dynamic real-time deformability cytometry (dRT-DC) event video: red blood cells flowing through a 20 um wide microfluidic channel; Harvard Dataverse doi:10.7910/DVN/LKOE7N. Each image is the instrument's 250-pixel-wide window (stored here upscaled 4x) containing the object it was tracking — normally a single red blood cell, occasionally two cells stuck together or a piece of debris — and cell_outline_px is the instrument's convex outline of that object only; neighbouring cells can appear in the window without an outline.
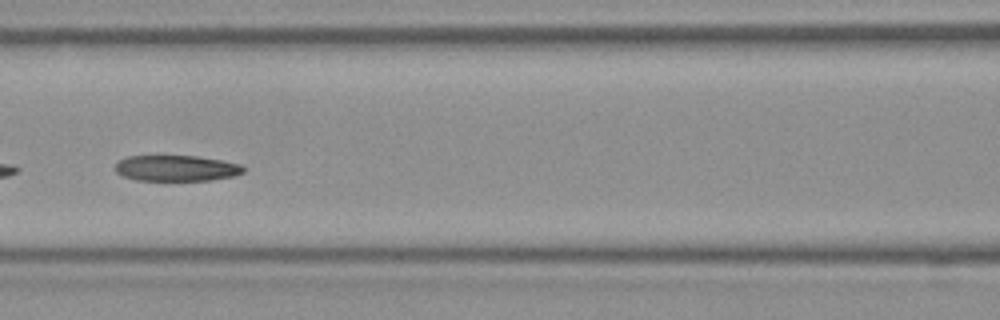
{"species": "Egyptian fruit bat (a non-hibernating species)", "species_latin": "Rousettus aegyptiacus", "temperature_condition": "room temperature", "stored_images_in_passage": 51, "camera_frame_rate_fps": 3000, "um_per_image_px": 0.085, "frame": {"image": 1, "passage_image": 22, "time_ms": 7.0, "image_size_px": [1000, 320], "cell_outline_px": [[244, 172], [236, 176], [208, 180], [136, 180], [124, 176], [116, 172], [116, 164], [120, 160], [128, 156], [160, 152], [196, 156], [220, 160], [240, 164], [244, 168]], "centroid_in_image_um": [14.94, 14.24], "position_along_channel_um": 151.7, "area_um2": 20.11}}
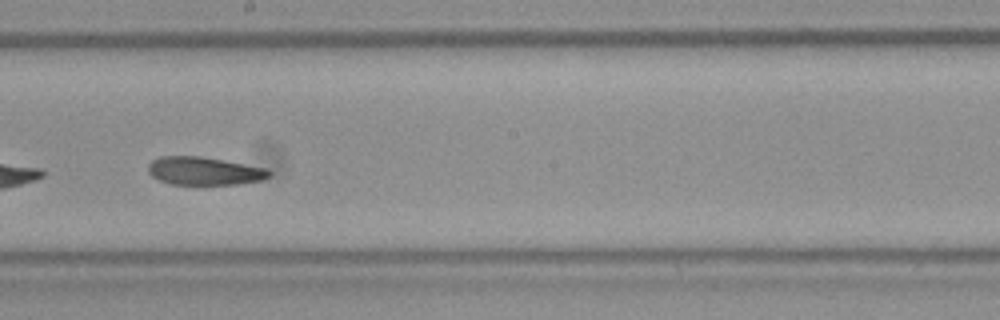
{"frame": {"image": 2, "passage_image": 28, "time_ms": 9.0, "image_size_px": [1000, 320], "cell_outline_px": [[272, 176], [260, 180], [240, 184], [172, 184], [160, 180], [152, 176], [148, 172], [148, 164], [152, 160], [160, 156], [200, 156], [224, 160], [268, 168], [272, 172]], "centroid_in_image_um": [17.39, 14.52], "position_along_channel_um": 230.8, "area_um2": 19.88}}
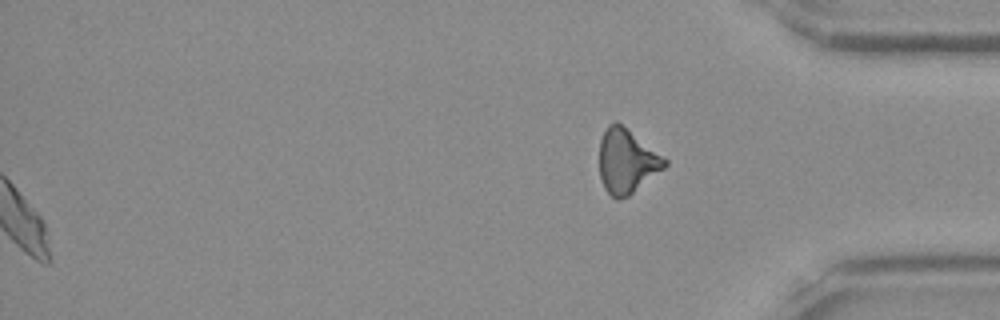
{"frame": {"image": 3, "passage_image": 51, "time_ms": 16.667, "image_size_px": [1000, 320], "cell_outline_px": [[668, 164], [664, 168], [628, 196], [620, 200], [616, 200], [604, 188], [600, 176], [600, 140], [608, 124], [616, 120], [668, 160]], "centroid_in_image_um": [53.26, 13.7], "position_along_channel_um": 381.9, "area_um2": 24.16}}